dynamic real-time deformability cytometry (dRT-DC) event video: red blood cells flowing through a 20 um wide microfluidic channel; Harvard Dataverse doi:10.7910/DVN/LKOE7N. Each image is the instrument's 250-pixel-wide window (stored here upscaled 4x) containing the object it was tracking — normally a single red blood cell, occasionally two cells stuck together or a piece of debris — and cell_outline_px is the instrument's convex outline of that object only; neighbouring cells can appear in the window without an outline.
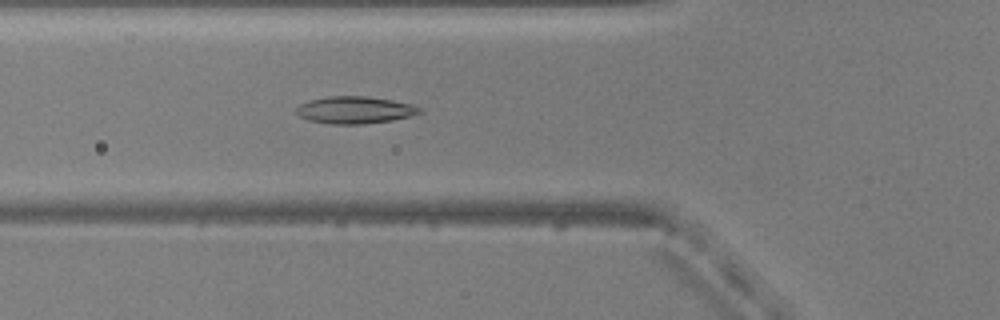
{"species": "common noctule bat (a hibernating species)", "species_latin": "Nyctalus noctula", "temperature_condition": "warm", "stored_images_in_passage": 38, "camera_frame_rate_fps": 3000, "um_per_image_px": 0.085, "animal": {"sex": "male", "body_mass_g": 20.5, "forearm_length_mm": 52.5}, "frame": {"image": 1, "passage_image": 9, "time_ms": 2.667, "image_size_px": [1000, 320], "cell_outline_px": [[420, 112], [408, 116], [392, 120], [360, 124], [332, 124], [308, 120], [300, 116], [296, 112], [296, 108], [300, 104], [308, 100], [328, 96], [368, 96], [392, 100], [412, 104], [420, 108]], "centroid_in_image_um": [30.12, 9.34], "position_along_channel_um": 95.7, "area_um2": 19.36}}
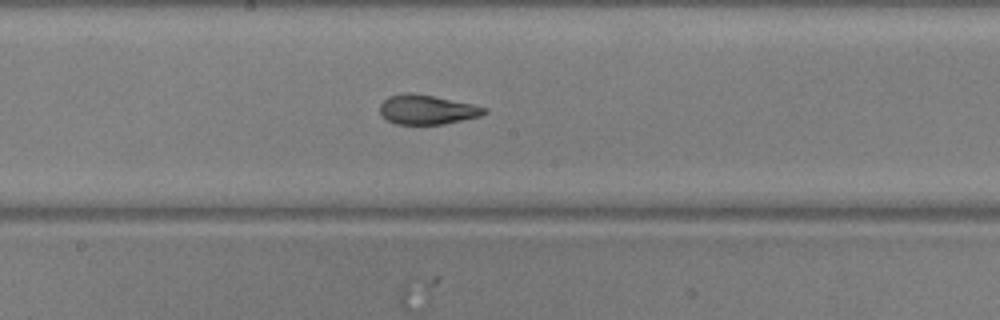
{"frame": {"image": 2, "passage_image": 18, "time_ms": 5.667, "image_size_px": [1000, 320], "cell_outline_px": [[488, 112], [480, 116], [444, 124], [396, 124], [388, 120], [380, 112], [380, 104], [388, 96], [404, 92], [412, 92], [472, 104], [488, 108]], "centroid_in_image_um": [36.29, 9.31], "position_along_channel_um": 211.9, "area_um2": 17.86}}
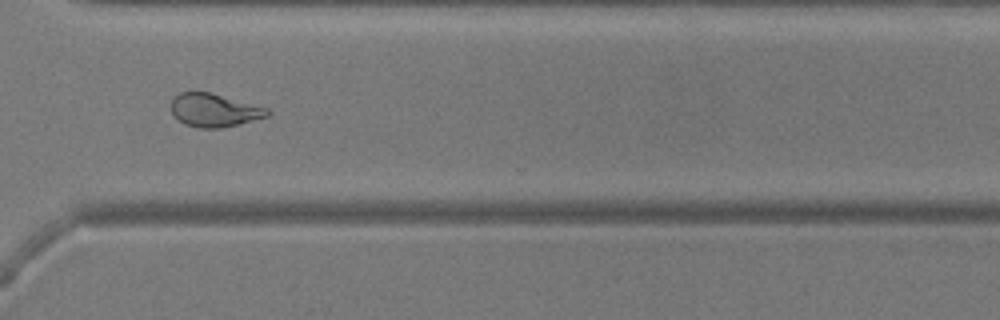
{"frame": {"image": 3, "passage_image": 29, "time_ms": 9.333, "image_size_px": [1000, 320], "cell_outline_px": [[272, 112], [268, 116], [220, 128], [200, 128], [184, 124], [172, 112], [172, 100], [180, 92], [208, 92], [268, 108]], "centroid_in_image_um": [18.22, 9.37], "position_along_channel_um": 352.4, "area_um2": 18.21}, "authors_computed_cell_mechanics": {"area_um2": 18.9006, "velocity_mm_per_s": 3.8432, "shape_relaxation_time_tau1_ms": null, "shape_relaxation_time_tau2_ms": 1.634, "deformation_change_tau1": null, "deformation_change_tau2": 0.0871}}